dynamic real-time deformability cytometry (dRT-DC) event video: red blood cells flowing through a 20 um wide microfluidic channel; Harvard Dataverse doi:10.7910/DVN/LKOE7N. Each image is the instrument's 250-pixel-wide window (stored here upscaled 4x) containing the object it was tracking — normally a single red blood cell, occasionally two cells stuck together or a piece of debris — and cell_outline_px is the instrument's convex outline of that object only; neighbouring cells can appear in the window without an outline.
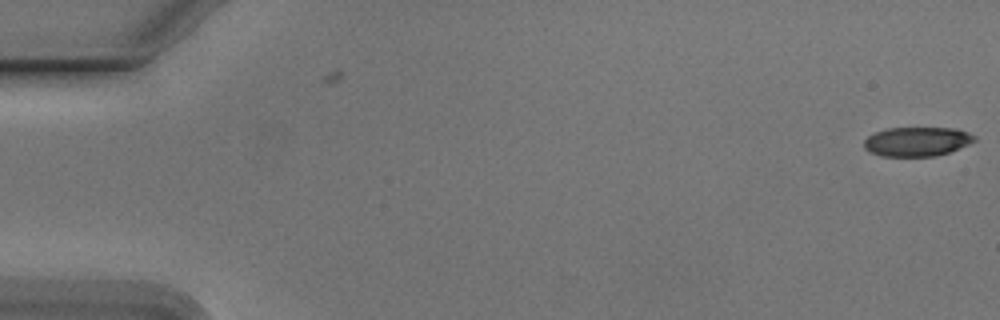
{"species": "Egyptian fruit bat (a non-hibernating species)", "species_latin": "Rousettus aegyptiacus", "temperature_condition": "cold", "stored_images_in_passage": 4, "camera_frame_rate_fps": 3000, "um_per_image_px": 0.085, "animal": {"sex": "male"}, "frame": {"image": 1, "passage_image": 4, "time_ms": 1.0, "image_size_px": [1000, 320], "cell_outline_px": [[976, 140], [968, 144], [948, 152], [936, 156], [880, 156], [868, 152], [864, 148], [864, 140], [868, 136], [876, 132], [888, 128], [956, 128], [968, 132], [976, 136]], "centroid_in_image_um": [77.93, 12.03], "position_along_channel_um": 7.1, "area_um2": 18.84}}